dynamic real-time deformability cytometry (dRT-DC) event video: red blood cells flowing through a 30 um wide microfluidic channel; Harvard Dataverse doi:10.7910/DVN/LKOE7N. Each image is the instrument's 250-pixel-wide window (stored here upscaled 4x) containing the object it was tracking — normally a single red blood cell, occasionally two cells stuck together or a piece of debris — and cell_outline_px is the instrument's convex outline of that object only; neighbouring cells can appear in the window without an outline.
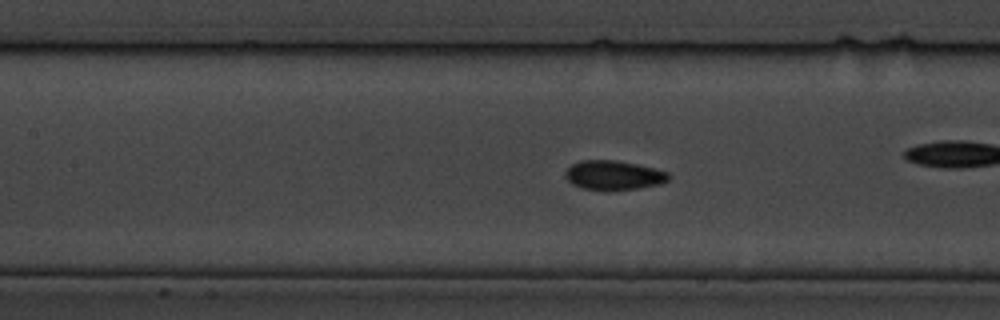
{"species": "common noctule bat (a hibernating species)", "species_latin": "Nyctalus noctula", "temperature_condition": "cold", "stored_images_in_passage": 59, "camera_frame_rate_fps": 3000, "um_per_image_px": 0.085, "animal": {"sex": "male", "body_mass_g": 19.5, "forearm_length_mm": 54.6}, "frame": {"image": 1, "passage_image": 26, "time_ms": 8.333, "image_size_px": [1000, 320], "cell_outline_px": [[672, 176], [668, 180], [660, 184], [636, 188], [608, 192], [584, 188], [572, 184], [564, 176], [564, 172], [572, 164], [580, 160], [616, 160], [656, 168], [668, 172]], "centroid_in_image_um": [52.16, 14.9], "position_along_channel_um": 155.2, "area_um2": 17.98}}
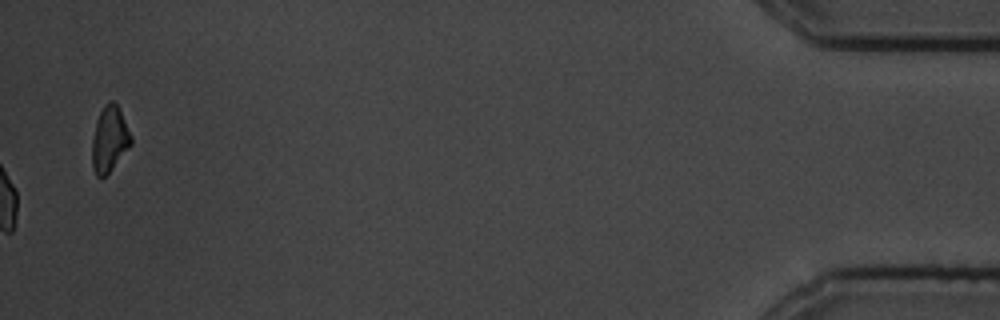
{"frame": {"image": 2, "passage_image": 59, "time_ms": 19.333, "image_size_px": [1000, 320], "cell_outline_px": [[132, 144], [112, 168], [104, 176], [96, 176], [92, 168], [92, 140], [96, 120], [104, 104], [108, 100], [112, 100], [116, 104], [132, 136]], "centroid_in_image_um": [9.29, 11.82], "position_along_channel_um": 425.9, "area_um2": 14.74}, "authors_computed_cell_mechanics": {"area_um2": 17.1666, "velocity_mm_per_s": 3.4649, "shape_relaxation_time_tau1_ms": 4.444, "shape_relaxation_time_tau2_ms": 2.6374, "deformation_change_tau1": 0.0786, "deformation_change_tau2": 0.0681}}